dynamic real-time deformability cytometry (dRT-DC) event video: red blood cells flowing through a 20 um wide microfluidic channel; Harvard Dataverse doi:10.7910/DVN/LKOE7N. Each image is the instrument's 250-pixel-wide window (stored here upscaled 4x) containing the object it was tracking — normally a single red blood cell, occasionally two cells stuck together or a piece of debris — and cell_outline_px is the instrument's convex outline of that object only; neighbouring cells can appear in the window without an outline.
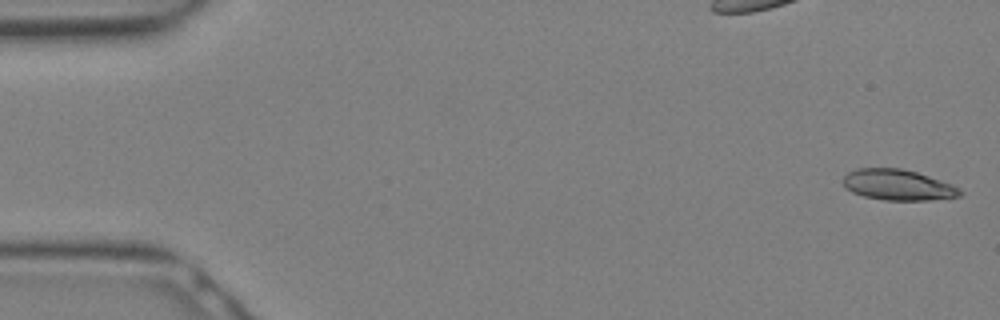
{"species": "Egyptian fruit bat (a non-hibernating species)", "species_latin": "Rousettus aegyptiacus", "temperature_condition": "warm", "stored_images_in_passage": 11, "camera_frame_rate_fps": 3000, "um_per_image_px": 0.085, "animal": {"sex": "female"}, "frame": {"image": 1, "passage_image": 1, "time_ms": 0.0, "image_size_px": [1000, 320], "cell_outline_px": [[964, 192], [960, 196], [928, 200], [884, 200], [864, 196], [852, 192], [844, 188], [844, 176], [848, 172], [856, 168], [900, 168], [916, 172], [952, 184], [960, 188]], "centroid_in_image_um": [76.32, 15.72], "position_along_channel_um": 8.7, "area_um2": 20.92}}
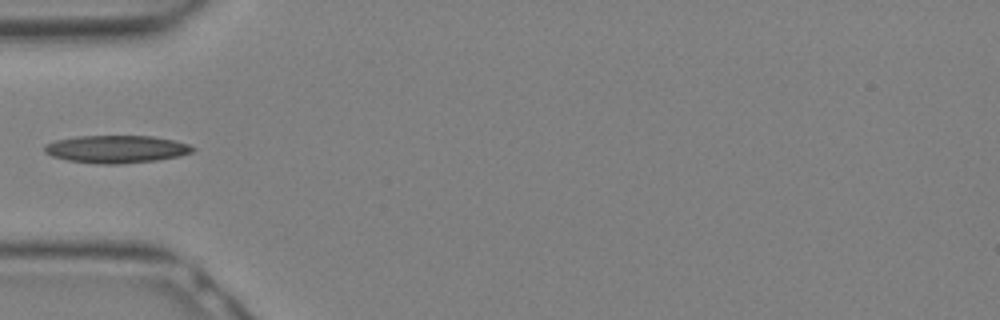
{"frame": {"image": 2, "passage_image": 10, "time_ms": 3.0, "image_size_px": [1000, 320], "cell_outline_px": [[196, 148], [192, 152], [180, 156], [156, 160], [120, 164], [100, 164], [68, 160], [52, 156], [44, 152], [44, 144], [56, 140], [76, 136], [152, 136], [172, 140], [188, 144]], "centroid_in_image_um": [9.87, 12.67], "position_along_channel_um": 75.1, "area_um2": 23.81}}